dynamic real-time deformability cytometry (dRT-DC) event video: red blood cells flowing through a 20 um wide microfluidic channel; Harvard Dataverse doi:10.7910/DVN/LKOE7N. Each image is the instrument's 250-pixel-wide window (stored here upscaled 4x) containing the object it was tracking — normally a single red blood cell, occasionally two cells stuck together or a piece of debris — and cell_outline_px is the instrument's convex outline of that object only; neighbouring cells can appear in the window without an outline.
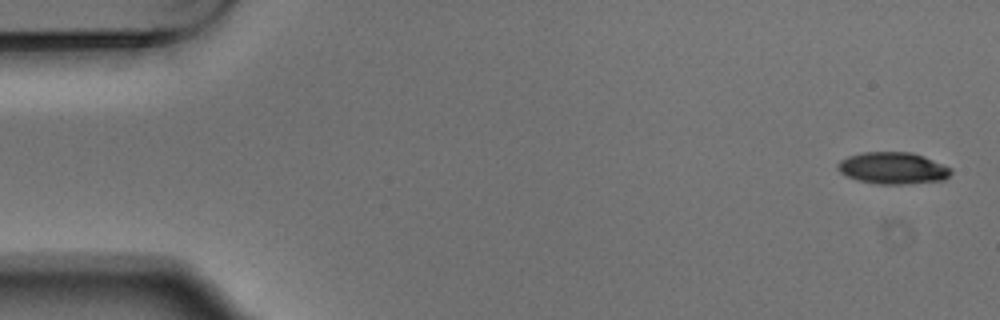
{"species": "Egyptian fruit bat (a non-hibernating species)", "species_latin": "Rousettus aegyptiacus", "temperature_condition": "warm", "stored_images_in_passage": 4, "camera_frame_rate_fps": 3000, "um_per_image_px": 0.085, "animal": {"sex": "male"}, "frame": {"image": 1, "passage_image": 1, "time_ms": 0.0, "image_size_px": [1000, 320], "cell_outline_px": [[952, 172], [944, 180], [904, 184], [880, 184], [860, 180], [848, 176], [840, 172], [836, 168], [836, 164], [840, 160], [848, 156], [860, 152], [912, 152], [924, 156], [952, 168]], "centroid_in_image_um": [75.89, 14.28], "position_along_channel_um": 9.1, "area_um2": 20.98}}
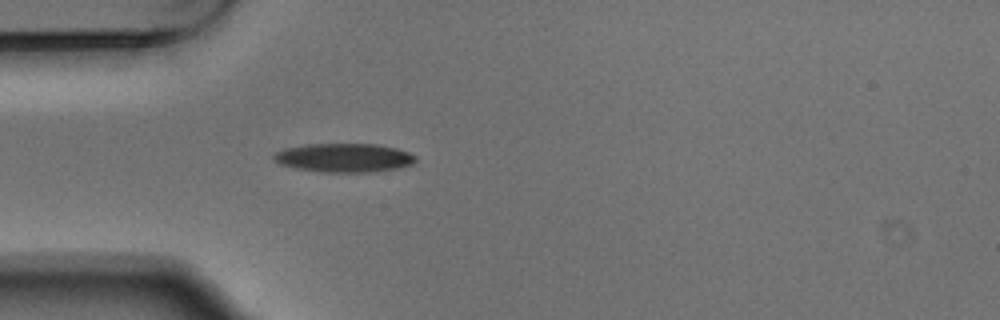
{"frame": {"image": 2, "passage_image": 4, "time_ms": 1.0, "image_size_px": [1000, 320], "cell_outline_px": [[416, 160], [412, 164], [400, 168], [372, 172], [320, 172], [296, 168], [280, 164], [272, 156], [276, 152], [284, 148], [308, 144], [376, 144], [396, 148], [408, 152], [416, 156]], "centroid_in_image_um": [29.26, 13.41], "position_along_channel_um": 55.7, "area_um2": 23.81}}